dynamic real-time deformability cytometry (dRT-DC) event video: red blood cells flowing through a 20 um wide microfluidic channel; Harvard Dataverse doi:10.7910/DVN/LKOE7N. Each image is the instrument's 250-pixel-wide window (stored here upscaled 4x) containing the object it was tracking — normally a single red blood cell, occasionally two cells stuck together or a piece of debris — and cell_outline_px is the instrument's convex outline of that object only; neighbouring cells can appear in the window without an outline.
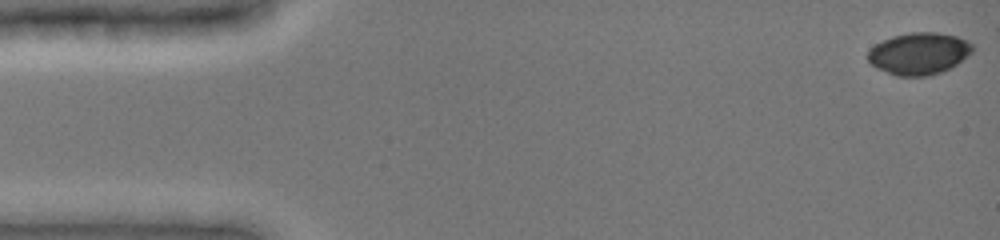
{"species": "common noctule bat (a hibernating species)", "species_latin": "Nyctalus noctula", "temperature_condition": "cold", "stored_images_in_passage": 22, "camera_frame_rate_fps": 3000, "um_per_image_px": 0.085, "animal": {"sex": "female", "body_mass_g": 19.0, "forearm_length_mm": 51.5}, "frame": {"image": 1, "passage_image": 1, "time_ms": 0.0, "image_size_px": [1000, 240], "cell_outline_px": [[972, 52], [956, 64], [940, 72], [928, 76], [896, 76], [876, 68], [868, 60], [868, 52], [876, 44], [892, 36], [912, 32], [936, 32], [956, 36], [972, 44]], "centroid_in_image_um": [78.09, 4.55], "position_along_channel_um": 6.9, "area_um2": 25.26}}
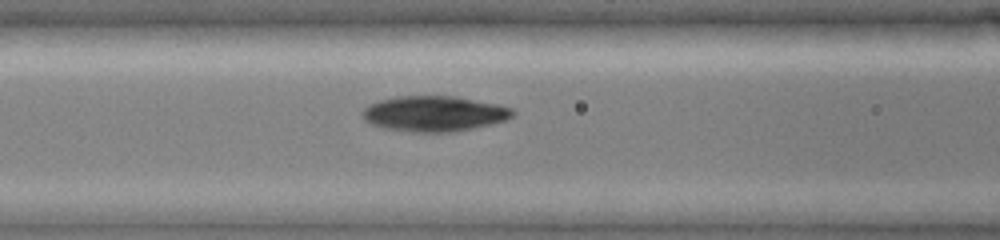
{"frame": {"image": 2, "passage_image": 16, "time_ms": 5.0, "image_size_px": [1000, 240], "cell_outline_px": [[516, 112], [508, 120], [456, 132], [412, 132], [384, 128], [372, 124], [364, 120], [360, 112], [368, 104], [380, 100], [396, 96], [456, 96], [500, 104], [512, 108]], "centroid_in_image_um": [36.92, 9.66], "position_along_channel_um": 129.7, "area_um2": 31.44}}
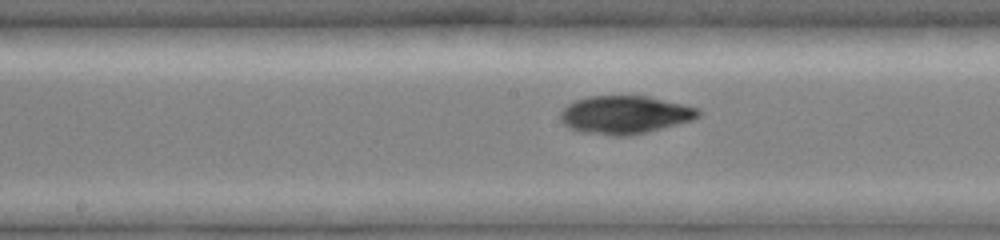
{"frame": {"image": 3, "passage_image": 20, "time_ms": 6.333, "image_size_px": [1000, 240], "cell_outline_px": [[700, 116], [692, 120], [648, 132], [628, 136], [612, 136], [576, 132], [568, 128], [560, 120], [560, 112], [568, 104], [576, 100], [588, 96], [648, 96], [700, 108]], "centroid_in_image_um": [53.09, 9.77], "position_along_channel_um": 195.1, "area_um2": 30.92}}